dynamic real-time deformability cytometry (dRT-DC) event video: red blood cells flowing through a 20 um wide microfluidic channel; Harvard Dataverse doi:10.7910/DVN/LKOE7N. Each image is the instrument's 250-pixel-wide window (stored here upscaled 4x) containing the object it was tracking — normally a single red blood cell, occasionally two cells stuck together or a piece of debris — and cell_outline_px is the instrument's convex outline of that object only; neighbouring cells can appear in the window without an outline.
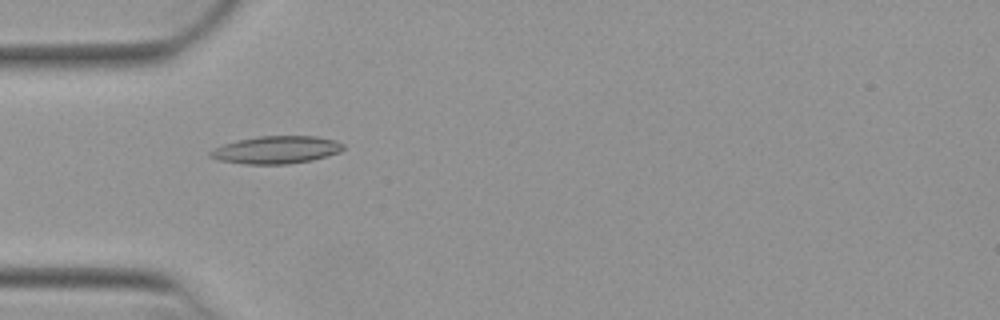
{"species": "Egyptian fruit bat (a non-hibernating species)", "species_latin": "Rousettus aegyptiacus", "temperature_condition": "warm", "stored_images_in_passage": 8, "camera_frame_rate_fps": 3000, "um_per_image_px": 0.085, "animal": {"sex": "female"}, "frame": {"image": 1, "passage_image": 1, "time_ms": 0.0, "image_size_px": [1000, 320], "cell_outline_px": [[344, 148], [340, 152], [328, 156], [312, 160], [288, 164], [248, 164], [216, 160], [208, 156], [208, 152], [212, 148], [236, 140], [256, 136], [316, 136], [336, 140], [344, 144]], "centroid_in_image_um": [23.46, 12.73], "position_along_channel_um": 61.5, "area_um2": 21.68}}